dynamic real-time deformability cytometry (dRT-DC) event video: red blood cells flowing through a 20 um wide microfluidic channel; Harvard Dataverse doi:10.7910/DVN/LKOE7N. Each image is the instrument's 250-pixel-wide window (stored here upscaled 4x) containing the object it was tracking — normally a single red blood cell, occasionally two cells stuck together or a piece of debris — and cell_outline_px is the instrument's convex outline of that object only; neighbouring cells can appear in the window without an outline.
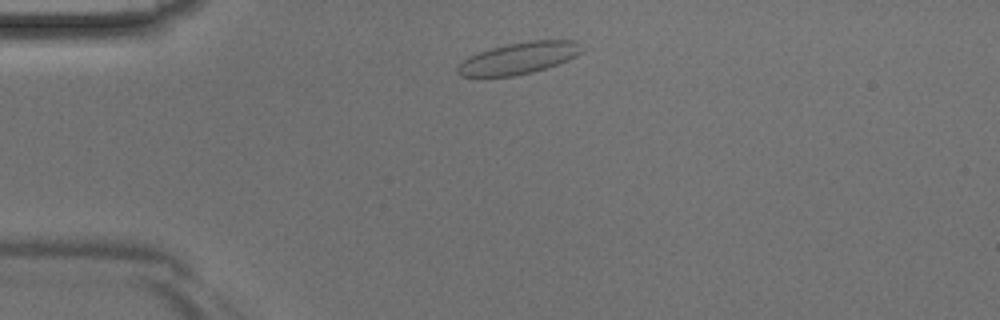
{"species": "Egyptian fruit bat (a non-hibernating species)", "species_latin": "Rousettus aegyptiacus", "temperature_condition": "room temperature", "stored_images_in_passage": 35, "camera_frame_rate_fps": 3000, "um_per_image_px": 0.085, "animal": {"sex": "male"}, "frame": {"image": 1, "passage_image": 1, "time_ms": 0.0, "image_size_px": [1000, 320], "cell_outline_px": [[584, 52], [568, 60], [532, 72], [512, 76], [476, 80], [460, 76], [456, 72], [456, 68], [468, 56], [492, 48], [508, 44], [528, 40], [576, 40], [584, 48]], "centroid_in_image_um": [44.04, 4.98], "position_along_channel_um": 41.0, "area_um2": 23.58}}
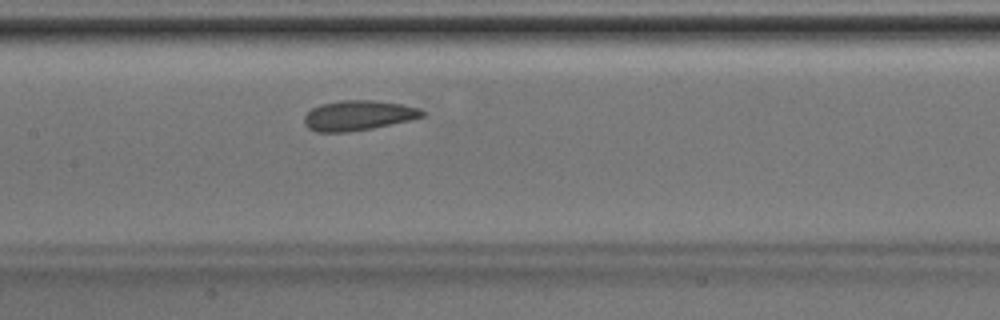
{"frame": {"image": 2, "passage_image": 12, "time_ms": 3.667, "image_size_px": [1000, 320], "cell_outline_px": [[424, 116], [408, 120], [372, 128], [348, 132], [316, 132], [308, 128], [304, 124], [304, 116], [312, 108], [320, 104], [340, 100], [372, 100], [400, 104], [420, 108], [424, 112]], "centroid_in_image_um": [30.4, 9.81], "position_along_channel_um": 177.0, "area_um2": 20.52}}
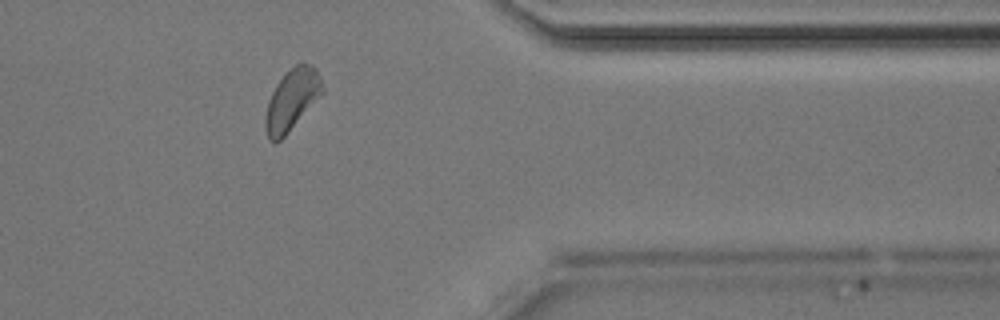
{"frame": {"image": 3, "passage_image": 27, "time_ms": 8.667, "image_size_px": [1000, 320], "cell_outline_px": [[324, 92], [284, 136], [276, 144], [272, 144], [268, 140], [264, 128], [264, 116], [268, 100], [276, 84], [296, 64], [304, 60], [312, 64], [316, 68], [320, 76], [324, 88]], "centroid_in_image_um": [24.79, 8.49], "position_along_channel_um": 386.6, "area_um2": 20.52}}